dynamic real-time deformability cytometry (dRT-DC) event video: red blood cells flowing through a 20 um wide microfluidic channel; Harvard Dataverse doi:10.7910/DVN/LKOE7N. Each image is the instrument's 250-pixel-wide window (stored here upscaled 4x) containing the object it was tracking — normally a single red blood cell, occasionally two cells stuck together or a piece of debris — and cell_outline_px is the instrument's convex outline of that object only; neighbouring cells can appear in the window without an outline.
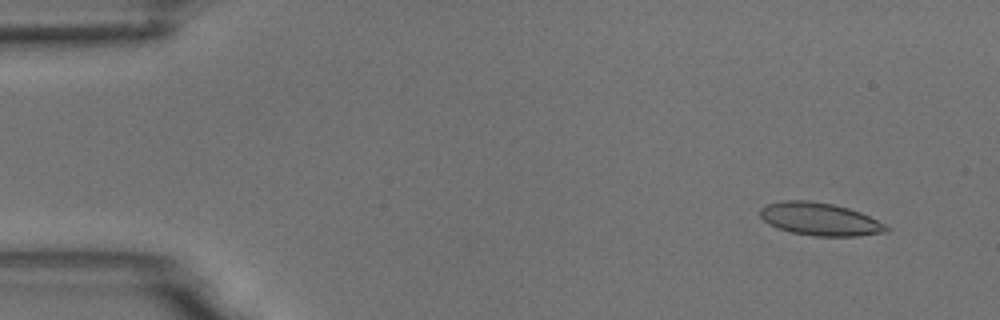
{"species": "common noctule bat (a hibernating species)", "species_latin": "Nyctalus noctula", "temperature_condition": "room temperature", "stored_images_in_passage": 4, "camera_frame_rate_fps": 3000, "um_per_image_px": 0.085, "animal": {"sex": "male", "body_mass_g": 18.8}, "frame": {"image": 1, "passage_image": 1, "time_ms": 0.0, "image_size_px": [1000, 320], "cell_outline_px": [[892, 228], [888, 232], [856, 236], [816, 236], [792, 232], [776, 228], [768, 224], [760, 216], [760, 208], [768, 204], [784, 200], [808, 200], [832, 204], [848, 208], [860, 212]], "centroid_in_image_um": [69.68, 18.63], "position_along_channel_um": 15.3, "area_um2": 24.04}}
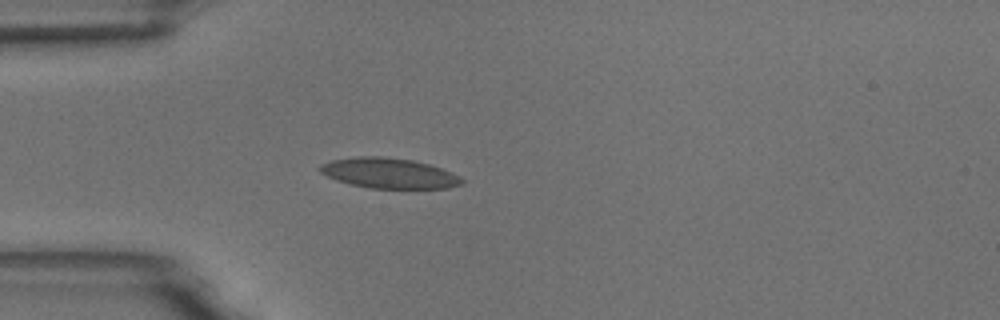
{"frame": {"image": 2, "passage_image": 4, "time_ms": 3.667, "image_size_px": [1000, 320], "cell_outline_px": [[464, 184], [448, 188], [368, 188], [336, 180], [320, 172], [316, 168], [320, 164], [332, 160], [356, 156], [380, 156], [412, 160], [428, 164], [452, 172], [460, 176], [464, 180]], "centroid_in_image_um": [33.06, 14.72], "position_along_channel_um": 51.9, "area_um2": 25.09}}